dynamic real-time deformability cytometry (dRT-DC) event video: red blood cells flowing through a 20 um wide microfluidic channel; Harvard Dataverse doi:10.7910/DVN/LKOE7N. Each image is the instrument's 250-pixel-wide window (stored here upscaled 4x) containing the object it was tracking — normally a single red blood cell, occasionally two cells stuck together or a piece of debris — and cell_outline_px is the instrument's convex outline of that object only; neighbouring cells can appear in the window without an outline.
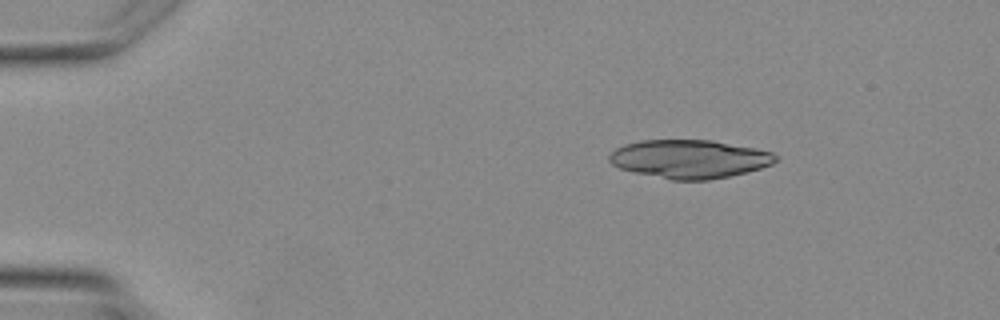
{"species": "Egyptian fruit bat (a non-hibernating species)", "species_latin": "Rousettus aegyptiacus", "temperature_condition": "warm", "stored_images_in_passage": 4, "camera_frame_rate_fps": 3000, "um_per_image_px": 0.085, "animal": {"sex": "female"}, "frame": {"image": 1, "passage_image": 2, "time_ms": 1.333, "image_size_px": [1000, 320], "cell_outline_px": [[776, 160], [772, 164], [760, 168], [728, 176], [708, 180], [672, 180], [636, 172], [620, 168], [612, 164], [608, 160], [608, 156], [616, 148], [624, 144], [640, 140], [712, 140], [772, 152], [776, 156]], "centroid_in_image_um": [58.56, 13.51], "position_along_channel_um": 26.4, "area_um2": 36.88}}